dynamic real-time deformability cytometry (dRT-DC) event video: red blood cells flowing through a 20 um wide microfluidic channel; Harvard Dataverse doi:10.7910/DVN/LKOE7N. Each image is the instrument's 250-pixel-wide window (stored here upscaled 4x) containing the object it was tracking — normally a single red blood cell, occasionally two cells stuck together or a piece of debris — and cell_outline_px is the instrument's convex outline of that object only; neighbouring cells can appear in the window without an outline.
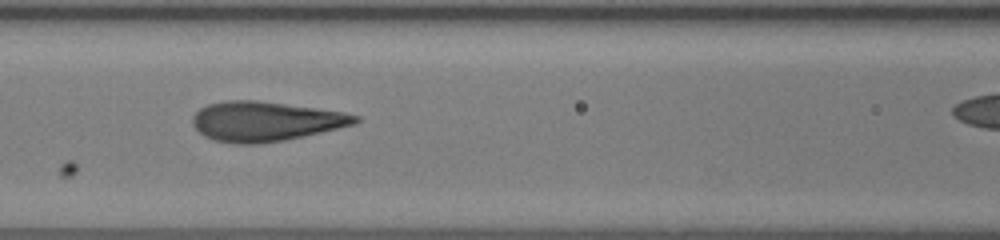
{"species": "human", "species_latin": "Homo sapiens", "temperature_condition": "room temperature", "stored_images_in_passage": 37, "camera_frame_rate_fps": 3000, "um_per_image_px": 0.085, "donor": {"sex": "female"}, "frame": {"image": 1, "passage_image": 19, "time_ms": 6.0, "image_size_px": [1000, 240], "cell_outline_px": [[360, 120], [356, 124], [284, 140], [256, 144], [240, 144], [216, 140], [204, 136], [192, 124], [192, 116], [200, 108], [208, 104], [228, 100], [256, 100], [344, 112], [360, 116]], "centroid_in_image_um": [22.55, 10.31], "position_along_channel_um": 144.1, "area_um2": 37.28}}
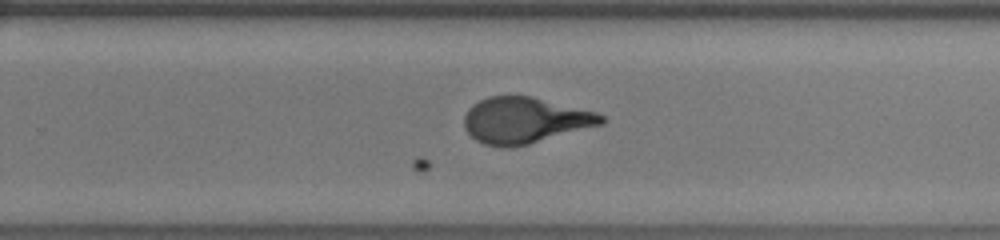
{"frame": {"image": 2, "passage_image": 29, "time_ms": 9.333, "image_size_px": [1000, 240], "cell_outline_px": [[608, 120], [604, 124], [528, 144], [508, 148], [500, 148], [484, 144], [476, 140], [464, 128], [464, 116], [468, 108], [472, 104], [488, 96], [532, 96], [596, 112], [604, 116]], "centroid_in_image_um": [44.61, 10.23], "position_along_channel_um": 285.2, "area_um2": 36.99}}
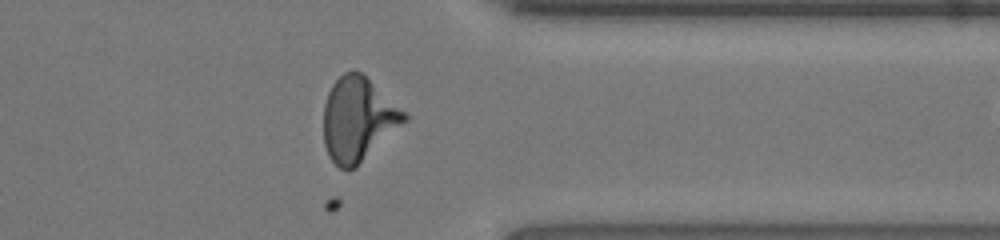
{"frame": {"image": 3, "passage_image": 36, "time_ms": 11.667, "image_size_px": [1000, 240], "cell_outline_px": [[408, 120], [356, 168], [348, 172], [340, 168], [328, 156], [324, 144], [324, 104], [328, 92], [332, 84], [344, 72], [360, 72], [404, 112], [408, 116]], "centroid_in_image_um": [30.41, 10.2], "position_along_channel_um": 381.0, "area_um2": 39.13}}